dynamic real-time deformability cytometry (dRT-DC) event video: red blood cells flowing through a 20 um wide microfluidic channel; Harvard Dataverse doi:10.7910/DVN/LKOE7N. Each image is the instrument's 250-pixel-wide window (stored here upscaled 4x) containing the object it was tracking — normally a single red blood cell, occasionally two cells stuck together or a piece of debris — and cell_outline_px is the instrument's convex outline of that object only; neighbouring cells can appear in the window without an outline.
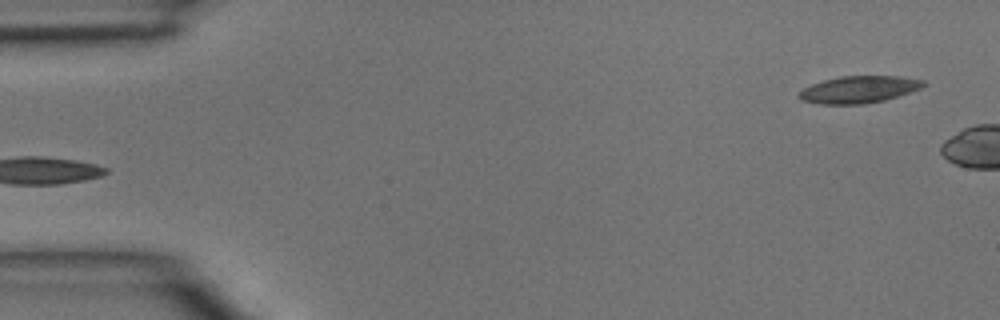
{"species": "common noctule bat (a hibernating species)", "species_latin": "Nyctalus noctula", "temperature_condition": "room temperature", "stored_images_in_passage": 4, "segment_of_instrument_passage": [2, 2], "camera_frame_rate_fps": 3000, "um_per_image_px": 0.085, "animal": {"sex": "male", "body_mass_g": 15.6}, "frame": {"image": 1, "passage_image": 4, "time_ms": 1.0, "image_size_px": [1000, 320], "cell_outline_px": [[928, 84], [920, 88], [884, 100], [864, 104], [820, 104], [800, 100], [796, 96], [804, 88], [812, 84], [824, 80], [840, 76], [900, 76], [924, 80]], "centroid_in_image_um": [72.99, 7.6], "position_along_channel_um": 12.0, "area_um2": 19.54}}